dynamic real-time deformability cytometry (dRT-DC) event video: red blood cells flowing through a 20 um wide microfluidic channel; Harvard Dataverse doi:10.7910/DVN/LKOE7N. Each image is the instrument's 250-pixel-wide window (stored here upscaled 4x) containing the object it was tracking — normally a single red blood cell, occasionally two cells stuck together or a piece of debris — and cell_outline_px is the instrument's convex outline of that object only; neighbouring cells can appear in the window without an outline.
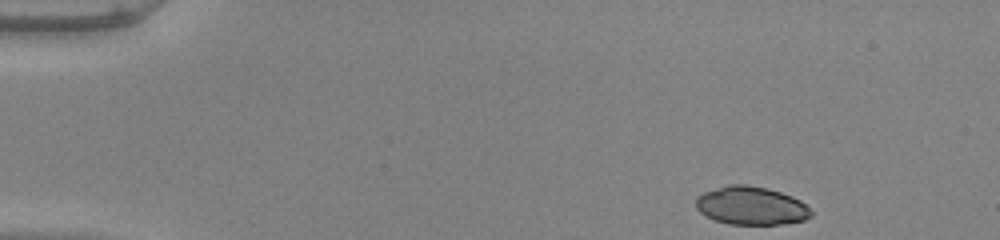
{"species": "common noctule bat (a hibernating species)", "species_latin": "Nyctalus noctula", "temperature_condition": "warm", "stored_images_in_passage": 46, "camera_frame_rate_fps": 3000, "um_per_image_px": 0.085, "animal": {"sex": "male", "body_mass_g": 20.0, "forearm_length_mm": 53.3}, "frame": {"image": 1, "passage_image": 1, "time_ms": 0.0, "image_size_px": [1000, 240], "cell_outline_px": [[812, 216], [804, 220], [784, 224], [728, 224], [704, 216], [696, 208], [696, 196], [704, 192], [728, 184], [744, 184], [768, 188], [792, 196], [800, 200], [812, 212]], "centroid_in_image_um": [63.83, 17.48], "position_along_channel_um": 21.2, "area_um2": 25.78}}
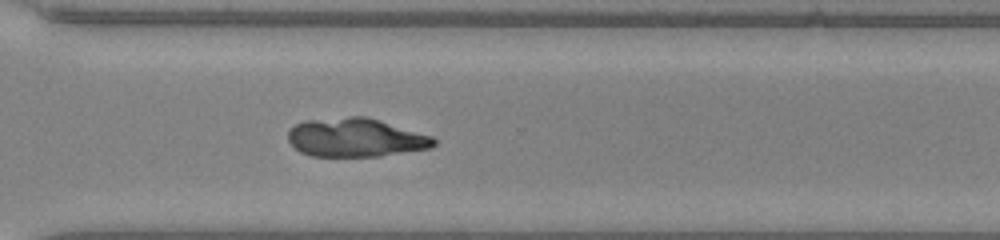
{"frame": {"image": 2, "passage_image": 33, "time_ms": 10.667, "image_size_px": [1000, 240], "cell_outline_px": [[436, 144], [432, 148], [380, 156], [312, 156], [300, 152], [288, 140], [288, 128], [304, 120], [348, 116], [364, 116], [432, 136], [436, 140]], "centroid_in_image_um": [30.2, 11.69], "position_along_channel_um": 340.4, "area_um2": 32.83}}
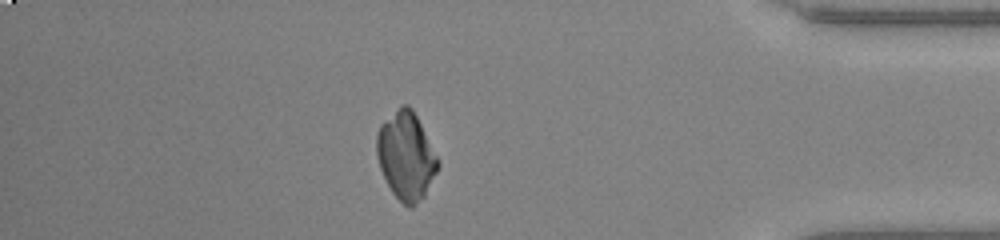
{"frame": {"image": 3, "passage_image": 40, "time_ms": 13.0, "image_size_px": [1000, 240], "cell_outline_px": [[440, 164], [424, 196], [412, 208], [408, 208], [392, 192], [380, 168], [376, 156], [376, 136], [380, 124], [400, 104], [408, 104], [412, 108], [440, 160]], "centroid_in_image_um": [34.51, 13.22], "position_along_channel_um": 400.7, "area_um2": 31.33}}